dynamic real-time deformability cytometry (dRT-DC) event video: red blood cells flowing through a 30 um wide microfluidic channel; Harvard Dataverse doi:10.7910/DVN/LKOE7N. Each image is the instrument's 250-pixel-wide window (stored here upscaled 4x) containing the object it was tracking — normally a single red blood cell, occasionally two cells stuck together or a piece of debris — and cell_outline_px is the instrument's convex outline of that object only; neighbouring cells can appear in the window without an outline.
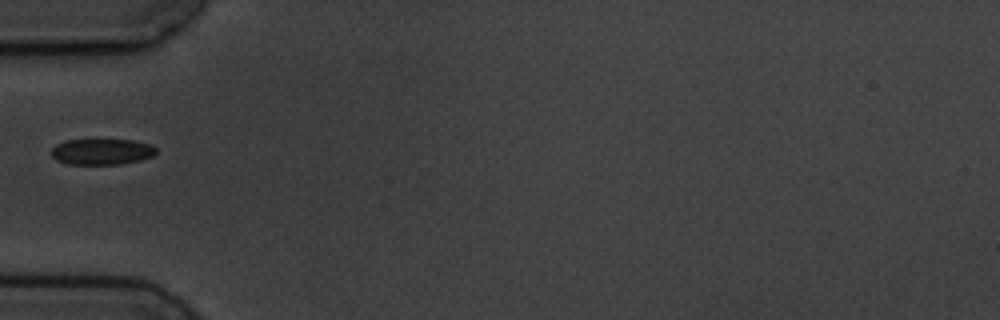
{"species": "common noctule bat (a hibernating species)", "species_latin": "Nyctalus noctula", "temperature_condition": "cold", "stored_images_in_passage": 2, "camera_frame_rate_fps": 3000, "um_per_image_px": 0.085, "animal": {"sex": "male", "body_mass_g": 19.5, "forearm_length_mm": 54.6}, "frame": {"image": 1, "passage_image": 2, "time_ms": 1.0, "image_size_px": [1000, 320], "cell_outline_px": [[156, 152], [152, 156], [140, 160], [120, 164], [68, 164], [56, 160], [52, 156], [52, 148], [56, 144], [64, 140], [132, 140], [148, 144], [156, 148]], "centroid_in_image_um": [8.62, 12.89], "position_along_channel_um": 76.4, "area_um2": 15.72}}